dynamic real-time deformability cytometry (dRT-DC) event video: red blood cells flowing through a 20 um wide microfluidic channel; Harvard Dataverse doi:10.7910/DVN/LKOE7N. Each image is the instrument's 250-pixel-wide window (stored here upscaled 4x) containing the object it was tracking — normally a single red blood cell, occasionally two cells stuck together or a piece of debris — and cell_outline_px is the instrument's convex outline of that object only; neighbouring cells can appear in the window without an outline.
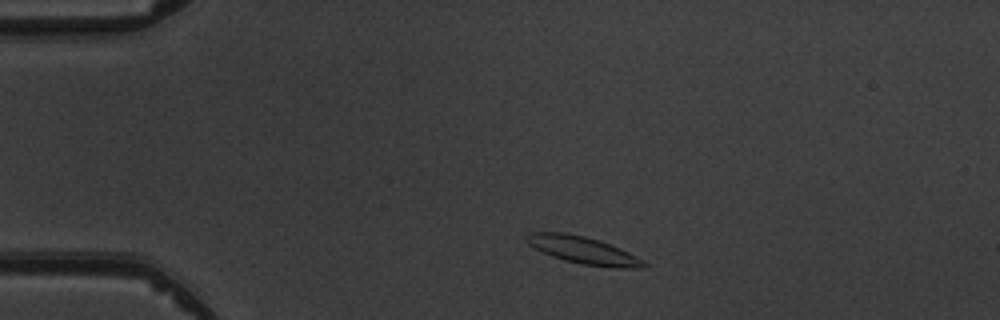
{"species": "common noctule bat (a hibernating species)", "species_latin": "Nyctalus noctula", "temperature_condition": "warm", "stored_images_in_passage": 4, "camera_frame_rate_fps": 3000, "um_per_image_px": 0.085, "animal": {"sex": "male", "body_mass_g": 19.5, "forearm_length_mm": 54.6}, "frame": {"image": 1, "passage_image": 2, "time_ms": 1.333, "image_size_px": [1000, 320], "cell_outline_px": [[648, 264], [640, 268], [616, 268], [580, 264], [564, 260], [552, 256], [528, 244], [524, 240], [524, 236], [528, 232], [564, 232], [584, 236], [600, 240], [620, 248], [636, 256]], "centroid_in_image_um": [49.54, 21.26], "position_along_channel_um": 35.5, "area_um2": 18.67}}
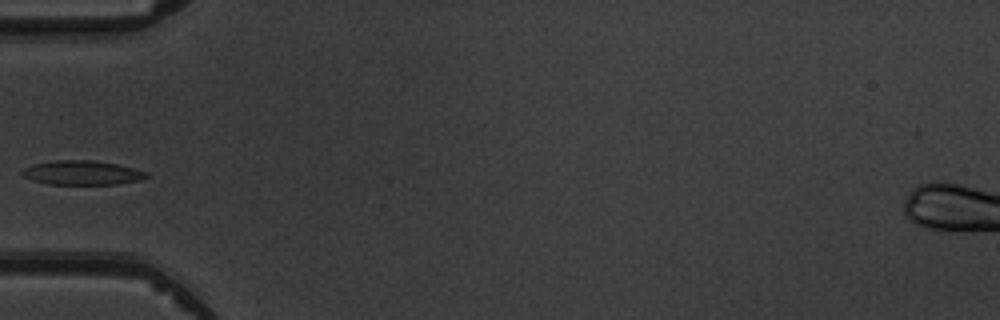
{"frame": {"image": 2, "passage_image": 4, "time_ms": 3.667, "image_size_px": [1000, 320], "cell_outline_px": [[148, 176], [140, 180], [116, 184], [48, 184], [32, 180], [20, 176], [20, 172], [24, 168], [36, 164], [56, 160], [96, 160], [116, 164], [148, 172]], "centroid_in_image_um": [6.95, 14.68], "position_along_channel_um": 78.0, "area_um2": 17.51}}